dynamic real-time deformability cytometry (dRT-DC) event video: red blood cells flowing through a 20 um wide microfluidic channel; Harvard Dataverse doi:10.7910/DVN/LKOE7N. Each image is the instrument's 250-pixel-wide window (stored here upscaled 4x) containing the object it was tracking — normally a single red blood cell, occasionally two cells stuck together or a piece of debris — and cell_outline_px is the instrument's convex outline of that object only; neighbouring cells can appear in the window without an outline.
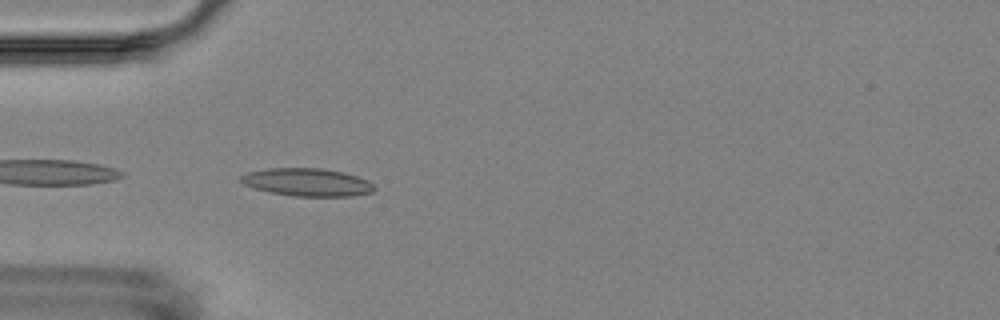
{"species": "Egyptian fruit bat (a non-hibernating species)", "species_latin": "Rousettus aegyptiacus", "temperature_condition": "room temperature", "stored_images_in_passage": 3, "camera_frame_rate_fps": 3000, "um_per_image_px": 0.085, "animal": {"sex": "female"}, "frame": {"image": 1, "passage_image": 3, "time_ms": 3.333, "image_size_px": [1000, 320], "cell_outline_px": [[376, 188], [372, 192], [352, 196], [292, 196], [272, 192], [256, 188], [244, 184], [240, 180], [240, 176], [248, 172], [268, 168], [320, 168], [344, 172], [368, 180]], "centroid_in_image_um": [26.13, 15.48], "position_along_channel_um": 58.9, "area_um2": 21.5}}